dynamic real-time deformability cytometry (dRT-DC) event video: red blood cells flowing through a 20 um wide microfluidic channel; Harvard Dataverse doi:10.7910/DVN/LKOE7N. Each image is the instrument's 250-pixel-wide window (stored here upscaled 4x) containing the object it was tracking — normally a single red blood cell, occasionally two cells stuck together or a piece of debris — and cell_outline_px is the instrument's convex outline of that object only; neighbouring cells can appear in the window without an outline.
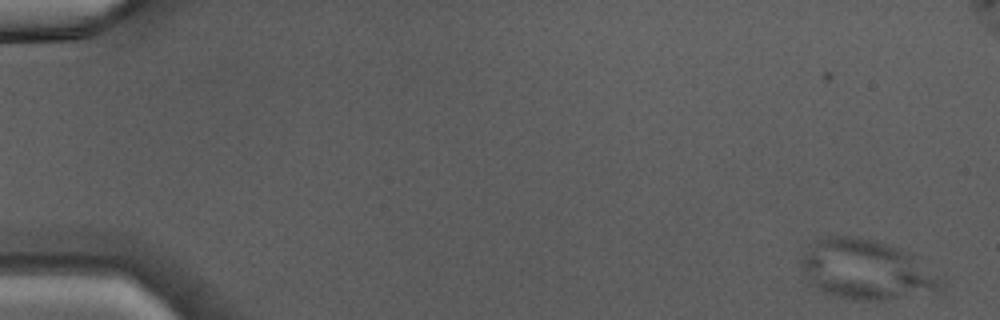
{"species": "Egyptian fruit bat (a non-hibernating species)", "species_latin": "Rousettus aegyptiacus", "temperature_condition": "warm", "stored_images_in_passage": 6, "camera_frame_rate_fps": 3000, "um_per_image_px": 0.085, "animal": {"sex": "male"}, "frame": {"image": 1, "passage_image": 1, "time_ms": 0.0, "image_size_px": [1000, 320], "cell_outline_px": [[944, 288], [940, 292], [876, 300], [856, 300], [832, 296], [808, 284], [800, 264], [800, 260], [820, 240], [828, 236], [856, 236], [888, 244], [900, 248], [908, 252], [936, 276], [944, 284]], "centroid_in_image_um": [73.62, 22.96], "position_along_channel_um": 11.4, "area_um2": 47.92}}
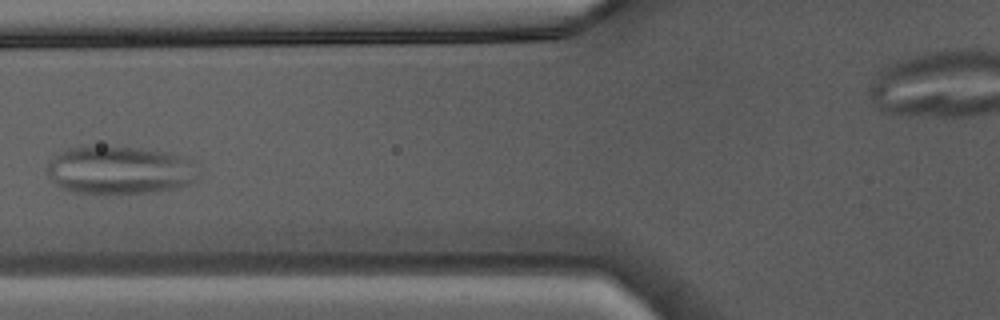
{"frame": {"image": 2, "passage_image": 6, "time_ms": 6.0, "image_size_px": [1000, 320], "cell_outline_px": [[196, 180], [192, 184], [172, 188], [148, 192], [96, 196], [72, 192], [60, 188], [48, 176], [44, 168], [48, 160], [68, 148], [92, 144], [140, 148], [168, 152], [188, 156], [196, 160]], "centroid_in_image_um": [10.13, 14.46], "position_along_channel_um": 115.7, "area_um2": 44.16}}